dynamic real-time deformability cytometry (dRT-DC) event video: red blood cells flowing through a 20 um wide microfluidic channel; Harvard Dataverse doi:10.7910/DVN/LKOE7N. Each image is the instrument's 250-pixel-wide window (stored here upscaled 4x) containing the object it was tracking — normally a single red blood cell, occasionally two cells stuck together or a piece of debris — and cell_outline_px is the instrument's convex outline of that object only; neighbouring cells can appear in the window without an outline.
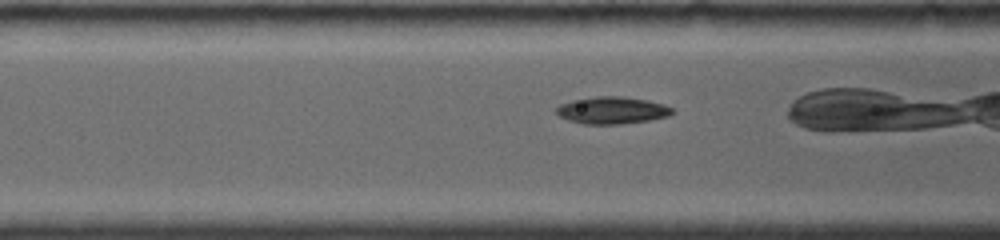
{"species": "common noctule bat (a hibernating species)", "species_latin": "Nyctalus noctula", "temperature_condition": "room temperature", "stored_images_in_passage": 13, "camera_frame_rate_fps": 4000, "um_per_image_px": 0.085, "animal": {"sex": "female", "body_mass_g": 19.0, "forearm_length_mm": 56.7}, "frame": {"image": 1, "passage_image": 4, "time_ms": 1.0, "image_size_px": [1000, 240], "cell_outline_px": [[676, 112], [668, 116], [652, 120], [620, 124], [584, 124], [568, 120], [560, 116], [556, 112], [556, 108], [560, 104], [572, 100], [596, 96], [620, 96], [648, 100], [664, 104], [672, 108]], "centroid_in_image_um": [52.06, 9.38], "position_along_channel_um": 114.5, "area_um2": 18.44}}
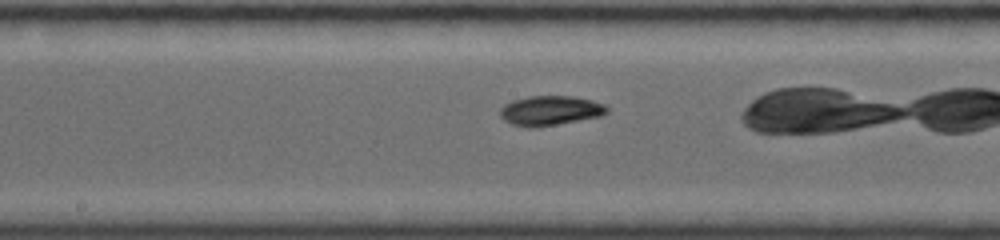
{"frame": {"image": 2, "passage_image": 10, "time_ms": 3.25, "image_size_px": [1000, 240], "cell_outline_px": [[608, 112], [604, 116], [536, 128], [528, 128], [512, 124], [504, 120], [500, 116], [500, 108], [504, 104], [512, 100], [528, 96], [572, 96], [592, 100], [604, 104], [608, 108]], "centroid_in_image_um": [46.77, 9.41], "position_along_channel_um": 201.4, "area_um2": 18.79}}